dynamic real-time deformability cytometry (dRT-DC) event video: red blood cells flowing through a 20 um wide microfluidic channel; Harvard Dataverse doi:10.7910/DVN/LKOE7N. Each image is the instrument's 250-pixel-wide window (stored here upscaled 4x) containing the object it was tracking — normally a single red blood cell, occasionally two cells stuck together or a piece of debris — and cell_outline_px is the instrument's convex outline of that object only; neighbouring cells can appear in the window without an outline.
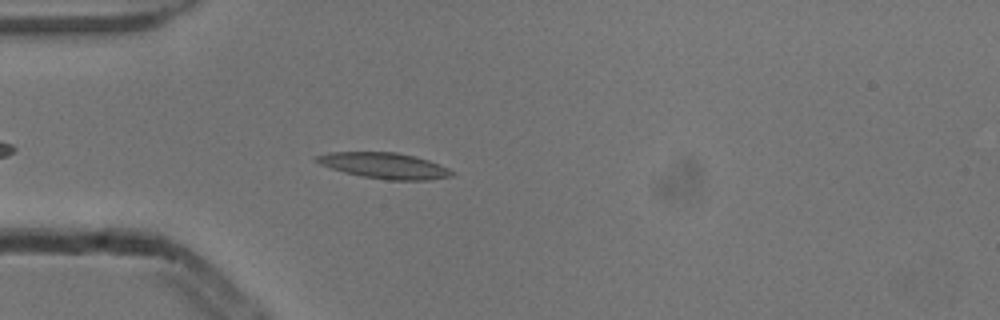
{"species": "common noctule bat (a hibernating species)", "species_latin": "Nyctalus noctula", "temperature_condition": "cold", "stored_images_in_passage": 38, "camera_frame_rate_fps": 3000, "um_per_image_px": 0.085, "animal": {"sex": "male", "body_mass_g": 13.3}, "frame": {"image": 1, "passage_image": 6, "time_ms": 1.667, "image_size_px": [1000, 320], "cell_outline_px": [[452, 176], [428, 180], [388, 180], [364, 176], [344, 172], [320, 164], [312, 160], [312, 156], [328, 152], [396, 152], [416, 156], [428, 160], [448, 168], [452, 172]], "centroid_in_image_um": [32.61, 14.06], "position_along_channel_um": 52.4, "area_um2": 20.35}}
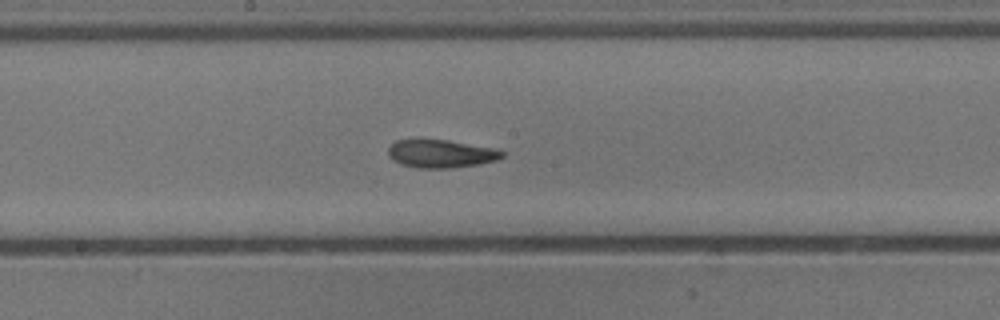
{"frame": {"image": 2, "passage_image": 19, "time_ms": 6.0, "image_size_px": [1000, 320], "cell_outline_px": [[504, 156], [496, 160], [480, 164], [452, 168], [416, 168], [400, 164], [392, 160], [388, 156], [388, 148], [396, 140], [448, 140], [492, 148], [504, 152]], "centroid_in_image_um": [37.45, 13.08], "position_along_channel_um": 210.8, "area_um2": 18.55}}
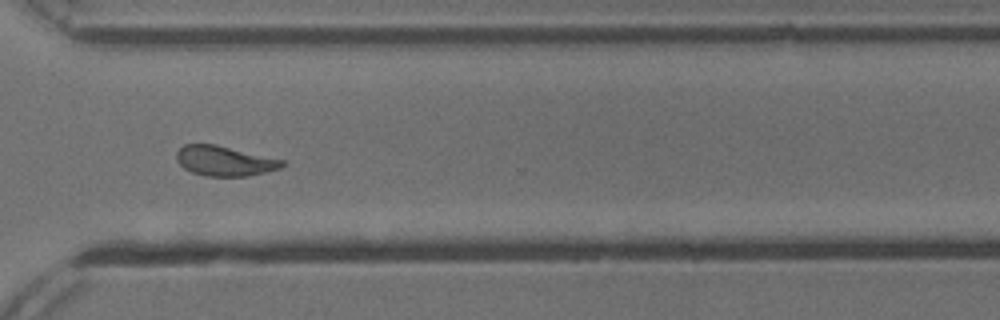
{"frame": {"image": 3, "passage_image": 30, "time_ms": 9.667, "image_size_px": [1000, 320], "cell_outline_px": [[288, 164], [280, 168], [248, 176], [204, 176], [192, 172], [184, 168], [176, 160], [176, 152], [184, 144], [216, 144], [284, 160]], "centroid_in_image_um": [19.09, 13.67], "position_along_channel_um": 351.5, "area_um2": 18.5}, "authors_computed_cell_mechanics": {"area_um2": 18.5249, "velocity_mm_per_s": 3.841, "shape_relaxation_time_tau1_ms": 8.6238, "shape_relaxation_time_tau2_ms": 2.5033, "deformation_change_tau1": 0.1906, "deformation_change_tau2": 0.0994}}